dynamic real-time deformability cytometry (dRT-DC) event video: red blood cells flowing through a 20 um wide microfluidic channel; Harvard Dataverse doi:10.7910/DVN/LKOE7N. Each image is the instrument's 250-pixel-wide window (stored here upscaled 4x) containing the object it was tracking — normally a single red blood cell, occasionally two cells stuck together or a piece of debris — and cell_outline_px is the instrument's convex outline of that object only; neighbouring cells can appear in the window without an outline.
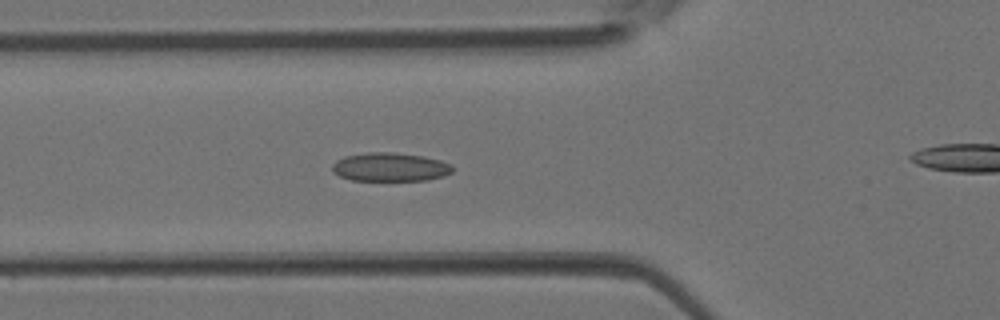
{"species": "Egyptian fruit bat (a non-hibernating species)", "species_latin": "Rousettus aegyptiacus", "temperature_condition": "room temperature", "stored_images_in_passage": 35, "camera_frame_rate_fps": 3000, "um_per_image_px": 0.085, "animal": {"sex": "female"}, "frame": {"image": 1, "passage_image": 7, "time_ms": 2.0, "image_size_px": [1000, 320], "cell_outline_px": [[452, 172], [444, 176], [428, 180], [352, 180], [340, 176], [332, 172], [332, 164], [336, 160], [344, 156], [368, 152], [392, 152], [424, 156], [440, 160], [452, 164]], "centroid_in_image_um": [33.16, 14.19], "position_along_channel_um": 92.6, "area_um2": 20.17}}
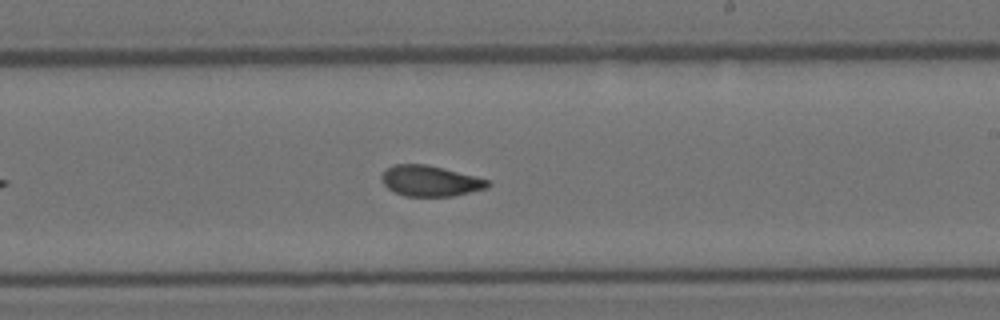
{"frame": {"image": 2, "passage_image": 17, "time_ms": 5.333, "image_size_px": [1000, 320], "cell_outline_px": [[492, 184], [488, 188], [452, 196], [404, 196], [388, 188], [380, 180], [380, 176], [392, 164], [424, 164], [444, 168], [488, 180]], "centroid_in_image_um": [36.56, 15.38], "position_along_channel_um": 252.4, "area_um2": 18.9}}
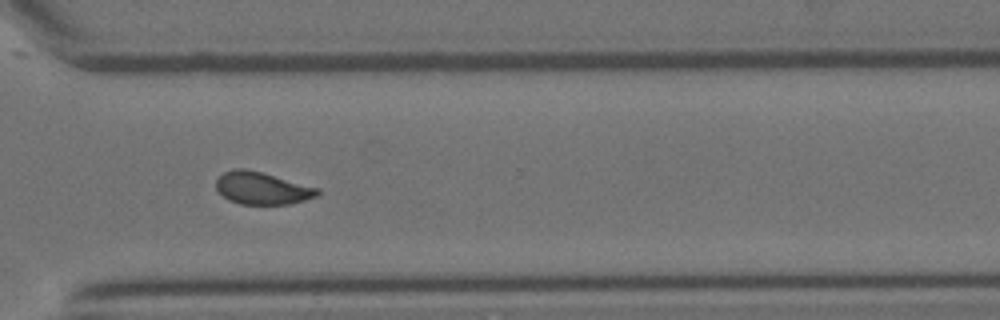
{"frame": {"image": 3, "passage_image": 23, "time_ms": 7.333, "image_size_px": [1000, 320], "cell_outline_px": [[320, 192], [316, 196], [304, 200], [288, 204], [240, 204], [228, 200], [216, 188], [216, 180], [224, 172], [232, 168], [244, 168], [260, 172], [320, 188]], "centroid_in_image_um": [22.26, 15.99], "position_along_channel_um": 348.3, "area_um2": 18.96}}